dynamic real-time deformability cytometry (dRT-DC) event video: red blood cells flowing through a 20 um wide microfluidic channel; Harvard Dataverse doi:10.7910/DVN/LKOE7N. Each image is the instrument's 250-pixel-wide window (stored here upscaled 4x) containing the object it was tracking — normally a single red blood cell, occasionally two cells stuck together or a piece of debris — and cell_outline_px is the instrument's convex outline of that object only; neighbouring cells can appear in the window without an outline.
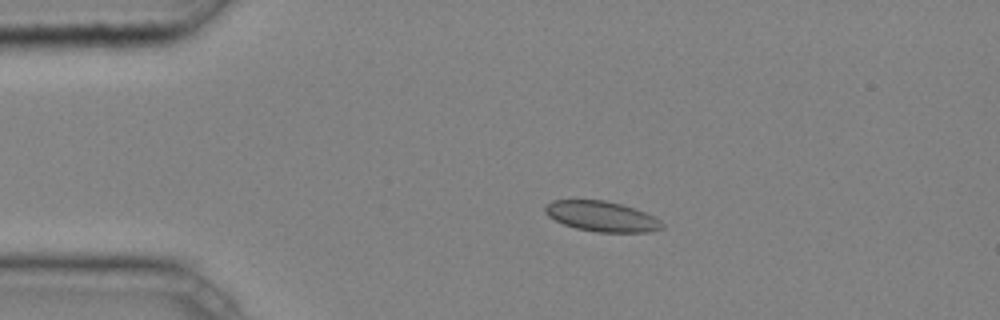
{"species": "common noctule bat (a hibernating species)", "species_latin": "Nyctalus noctula", "temperature_condition": "cold", "stored_images_in_passage": 2, "camera_frame_rate_fps": 3000, "um_per_image_px": 0.085, "animal": {"sex": "male", "body_mass_g": 20.4}, "frame": {"image": 1, "passage_image": 1, "time_ms": 0.0, "image_size_px": [1000, 320], "cell_outline_px": [[664, 228], [648, 232], [596, 232], [576, 228], [564, 224], [548, 216], [544, 212], [544, 204], [552, 200], [604, 200], [620, 204], [644, 212], [660, 220], [664, 224]], "centroid_in_image_um": [51.11, 18.39], "position_along_channel_um": 33.9, "area_um2": 20.58}}